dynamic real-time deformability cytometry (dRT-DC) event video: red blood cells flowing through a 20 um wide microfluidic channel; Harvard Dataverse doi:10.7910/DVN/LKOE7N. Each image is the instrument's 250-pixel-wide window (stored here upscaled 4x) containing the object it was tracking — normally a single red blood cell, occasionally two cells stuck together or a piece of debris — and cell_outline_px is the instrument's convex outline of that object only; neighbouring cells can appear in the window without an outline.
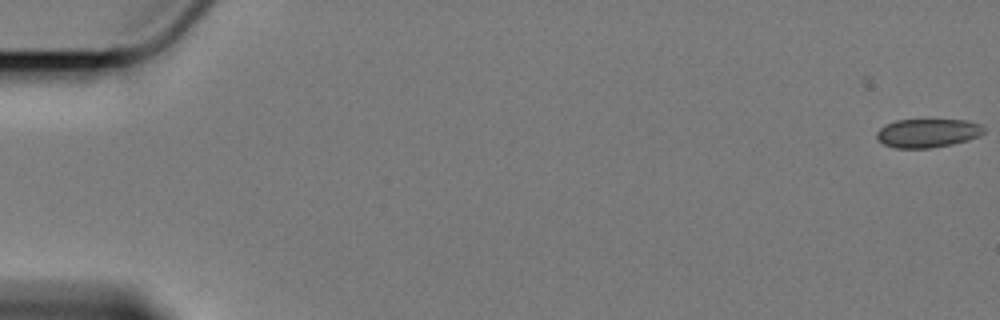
{"species": "Egyptian fruit bat (a non-hibernating species)", "species_latin": "Rousettus aegyptiacus", "temperature_condition": "cold", "stored_images_in_passage": 34, "camera_frame_rate_fps": 3000, "um_per_image_px": 0.085, "animal": {"sex": "female"}, "frame": {"image": 1, "passage_image": 1, "time_ms": 0.0, "image_size_px": [1000, 320], "cell_outline_px": [[984, 132], [976, 136], [952, 144], [928, 148], [896, 148], [884, 144], [876, 140], [876, 132], [880, 128], [896, 120], [964, 120], [980, 124], [984, 128]], "centroid_in_image_um": [78.79, 11.31], "position_along_channel_um": 6.2, "area_um2": 17.63}}